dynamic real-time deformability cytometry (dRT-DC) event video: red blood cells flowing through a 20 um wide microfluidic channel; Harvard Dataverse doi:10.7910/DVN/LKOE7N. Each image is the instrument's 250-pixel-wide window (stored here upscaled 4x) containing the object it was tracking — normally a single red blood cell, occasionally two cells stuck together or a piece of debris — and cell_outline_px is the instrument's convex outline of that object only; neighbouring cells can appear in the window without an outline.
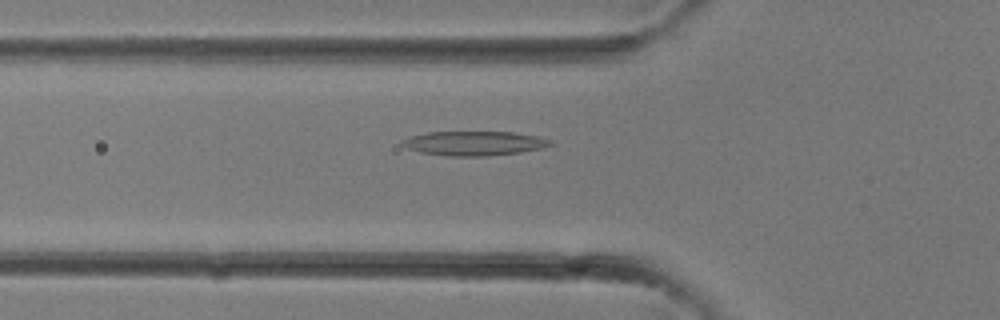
{"species": "common noctule bat (a hibernating species)", "species_latin": "Nyctalus noctula", "temperature_condition": "room temperature", "stored_images_in_passage": 26, "camera_frame_rate_fps": 3000, "um_per_image_px": 0.085, "animal": {"sex": "female"}, "frame": {"image": 1, "passage_image": 4, "time_ms": 1.0, "image_size_px": [1000, 320], "cell_outline_px": [[552, 144], [544, 148], [520, 152], [488, 156], [444, 156], [420, 152], [408, 148], [400, 144], [400, 140], [408, 136], [428, 132], [512, 132], [536, 136], [552, 140]], "centroid_in_image_um": [40.26, 12.18], "position_along_channel_um": 85.5, "area_um2": 21.15}}
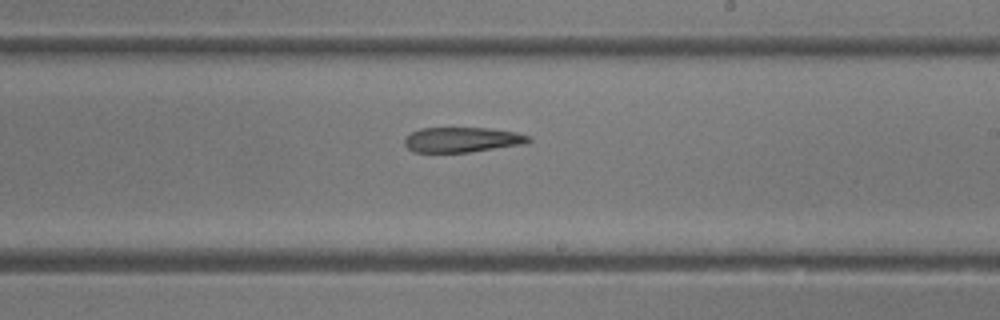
{"frame": {"image": 2, "passage_image": 12, "time_ms": 3.667, "image_size_px": [1000, 320], "cell_outline_px": [[532, 140], [524, 144], [468, 152], [412, 152], [404, 144], [404, 140], [412, 132], [420, 128], [492, 128], [516, 132], [532, 136]], "centroid_in_image_um": [39.31, 11.87], "position_along_channel_um": 249.7, "area_um2": 18.15}}
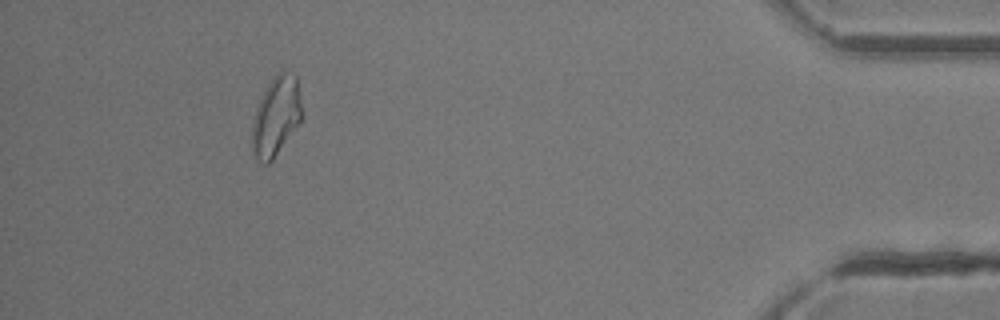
{"frame": {"image": 3, "passage_image": 23, "time_ms": 7.333, "image_size_px": [1000, 320], "cell_outline_px": [[304, 116], [272, 160], [268, 164], [264, 164], [252, 152], [252, 120], [256, 108], [268, 84], [276, 72], [284, 72], [296, 76]], "centroid_in_image_um": [23.47, 9.88], "position_along_channel_um": 411.7, "area_um2": 22.77}}